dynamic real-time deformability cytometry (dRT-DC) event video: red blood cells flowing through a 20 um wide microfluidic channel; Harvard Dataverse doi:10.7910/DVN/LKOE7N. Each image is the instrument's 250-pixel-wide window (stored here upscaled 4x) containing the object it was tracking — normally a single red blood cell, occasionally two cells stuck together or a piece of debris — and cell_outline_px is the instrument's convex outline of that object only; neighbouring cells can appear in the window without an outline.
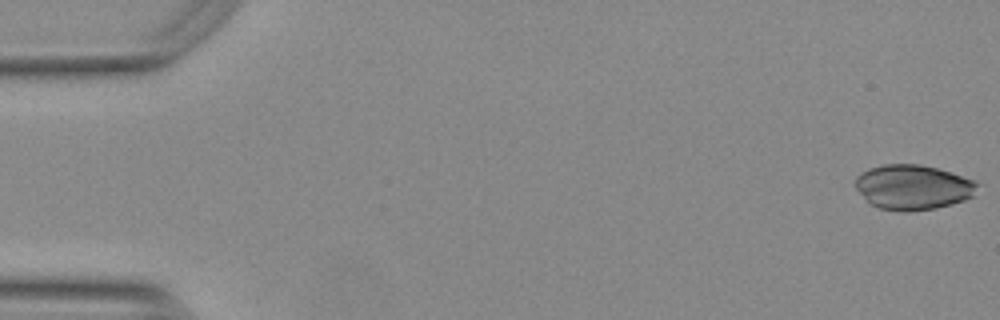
{"species": "Egyptian fruit bat (a non-hibernating species)", "species_latin": "Rousettus aegyptiacus", "temperature_condition": "warm", "stored_images_in_passage": 54, "camera_frame_rate_fps": 3000, "um_per_image_px": 0.085, "animal": {"sex": "female"}, "frame": {"image": 1, "passage_image": 1, "time_ms": 0.0, "image_size_px": [1000, 320], "cell_outline_px": [[980, 184], [972, 196], [964, 200], [952, 204], [936, 208], [908, 212], [904, 212], [880, 208], [872, 204], [856, 188], [856, 176], [868, 168], [884, 164], [920, 164], [936, 168], [976, 180]], "centroid_in_image_um": [77.63, 15.9], "position_along_channel_um": 7.4, "area_um2": 31.85}}
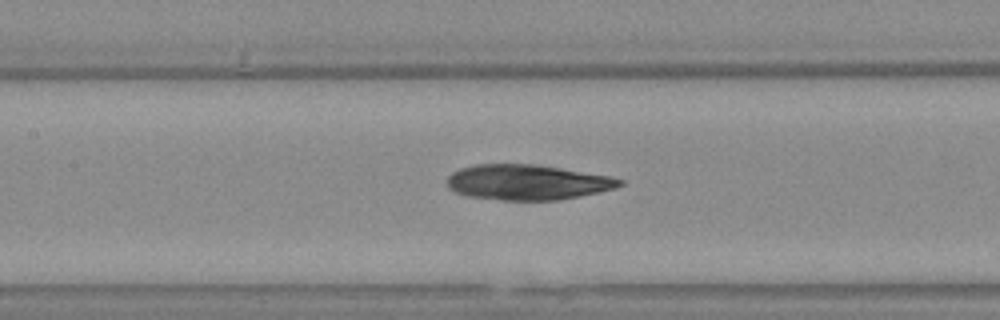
{"frame": {"image": 2, "passage_image": 25, "time_ms": 8.0, "image_size_px": [1000, 320], "cell_outline_px": [[624, 184], [612, 188], [596, 192], [560, 200], [504, 200], [468, 196], [456, 192], [448, 188], [448, 176], [452, 172], [460, 168], [476, 164], [536, 164], [608, 176], [624, 180]], "centroid_in_image_um": [44.78, 15.48], "position_along_channel_um": 162.6, "area_um2": 35.14}}
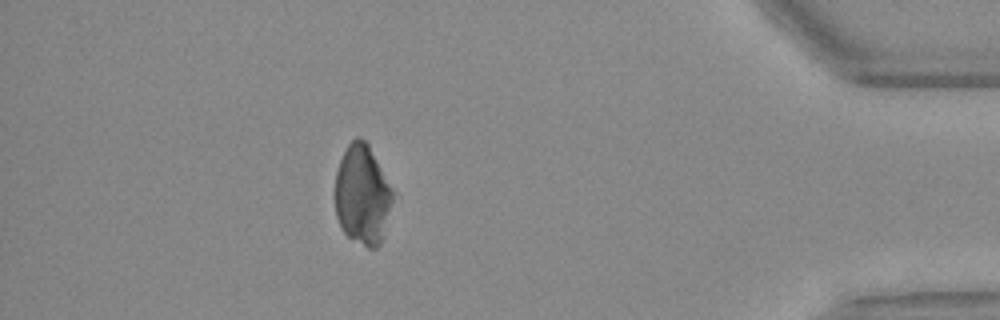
{"frame": {"image": 3, "passage_image": 48, "time_ms": 15.667, "image_size_px": [1000, 320], "cell_outline_px": [[392, 200], [380, 244], [376, 248], [368, 248], [348, 236], [344, 232], [336, 216], [336, 172], [340, 160], [348, 144], [356, 136], [360, 136], [368, 144], [392, 192]], "centroid_in_image_um": [30.77, 16.56], "position_along_channel_um": 404.4, "area_um2": 32.54}}